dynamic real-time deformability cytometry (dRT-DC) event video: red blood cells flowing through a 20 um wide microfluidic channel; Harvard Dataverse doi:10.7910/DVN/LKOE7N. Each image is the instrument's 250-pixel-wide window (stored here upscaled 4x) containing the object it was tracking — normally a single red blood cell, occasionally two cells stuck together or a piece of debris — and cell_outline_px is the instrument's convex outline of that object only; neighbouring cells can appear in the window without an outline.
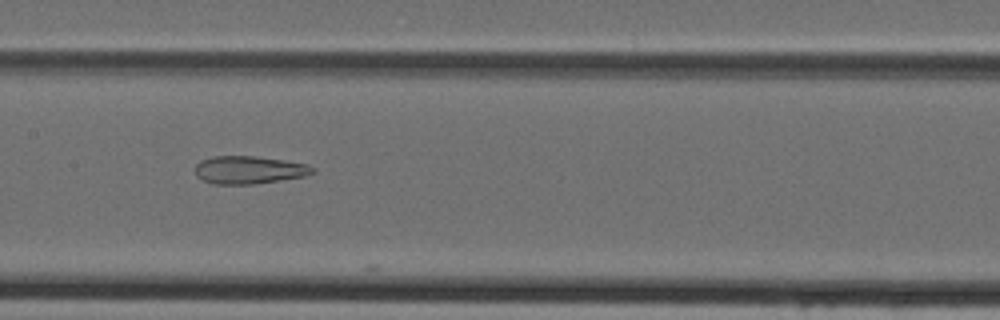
{"species": "Egyptian fruit bat (a non-hibernating species)", "species_latin": "Rousettus aegyptiacus", "temperature_condition": "cold", "stored_images_in_passage": 13, "camera_frame_rate_fps": 3000, "um_per_image_px": 0.085, "animal": {"sex": "female"}, "frame": {"image": 1, "passage_image": 11, "time_ms": 3.333, "image_size_px": [1000, 320], "cell_outline_px": [[316, 172], [304, 176], [280, 180], [252, 184], [212, 184], [200, 180], [196, 176], [196, 164], [200, 160], [212, 156], [252, 156], [284, 160], [308, 164], [316, 168]], "centroid_in_image_um": [21.15, 14.44], "position_along_channel_um": 186.2, "area_um2": 19.19}}